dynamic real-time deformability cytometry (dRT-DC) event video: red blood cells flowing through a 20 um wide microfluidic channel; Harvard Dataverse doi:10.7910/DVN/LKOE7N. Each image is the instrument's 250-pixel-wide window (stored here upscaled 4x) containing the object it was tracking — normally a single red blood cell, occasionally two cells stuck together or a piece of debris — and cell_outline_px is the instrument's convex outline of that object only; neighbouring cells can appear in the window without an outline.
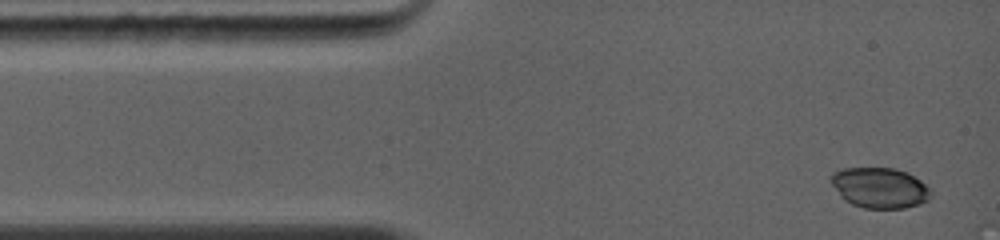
{"species": "common noctule bat (a hibernating species)", "species_latin": "Nyctalus noctula", "temperature_condition": "warm", "stored_images_in_passage": 5, "camera_frame_rate_fps": 5000, "um_per_image_px": 0.085, "animal": {"sex": "female", "body_mass_g": 19.0, "forearm_length_mm": 56.7}, "frame": {"image": 1, "passage_image": 1, "time_ms": 0.0, "image_size_px": [1000, 240], "cell_outline_px": [[932, 196], [928, 200], [920, 204], [904, 208], [864, 208], [852, 204], [844, 200], [840, 196], [832, 184], [828, 176], [832, 172], [844, 168], [896, 168], [920, 180], [932, 192]], "centroid_in_image_um": [74.75, 15.96], "position_along_channel_um": 10.3, "area_um2": 23.58}}